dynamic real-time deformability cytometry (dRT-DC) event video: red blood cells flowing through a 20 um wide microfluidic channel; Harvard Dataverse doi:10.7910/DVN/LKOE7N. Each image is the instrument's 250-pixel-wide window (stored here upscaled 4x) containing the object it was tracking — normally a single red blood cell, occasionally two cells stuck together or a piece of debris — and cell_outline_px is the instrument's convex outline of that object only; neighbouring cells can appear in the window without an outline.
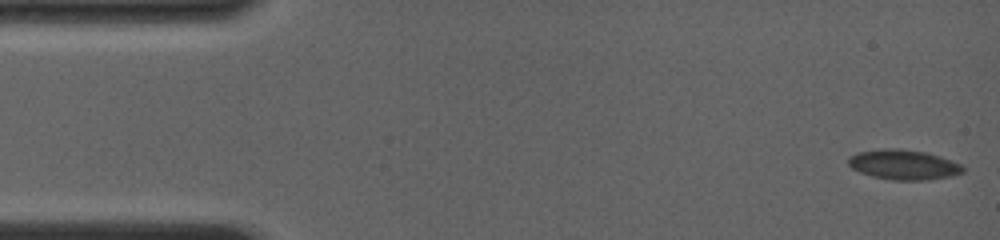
{"species": "common noctule bat (a hibernating species)", "species_latin": "Nyctalus noctula", "temperature_condition": "room temperature", "stored_images_in_passage": 5, "camera_frame_rate_fps": 4000, "um_per_image_px": 0.085, "animal": {"sex": "female", "body_mass_g": 19.0, "forearm_length_mm": 56.7}, "frame": {"image": 1, "passage_image": 1, "time_ms": 0.0, "image_size_px": [1000, 240], "cell_outline_px": [[964, 172], [948, 176], [924, 180], [892, 180], [872, 176], [860, 172], [852, 168], [848, 164], [848, 156], [860, 152], [884, 148], [900, 148], [924, 152], [940, 156], [952, 160], [960, 164], [964, 168]], "centroid_in_image_um": [76.78, 13.99], "position_along_channel_um": 8.2, "area_um2": 19.88}}